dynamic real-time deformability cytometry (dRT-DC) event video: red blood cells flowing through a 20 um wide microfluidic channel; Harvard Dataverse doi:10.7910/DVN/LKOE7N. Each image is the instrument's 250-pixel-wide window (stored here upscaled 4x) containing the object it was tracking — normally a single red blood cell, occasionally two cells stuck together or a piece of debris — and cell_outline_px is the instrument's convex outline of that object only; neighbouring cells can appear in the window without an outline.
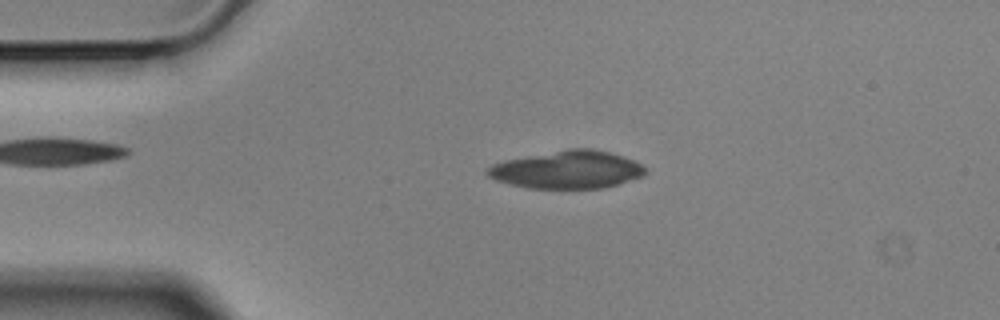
{"species": "Egyptian fruit bat (a non-hibernating species)", "species_latin": "Rousettus aegyptiacus", "temperature_condition": "cold", "stored_images_in_passage": 55, "camera_frame_rate_fps": 3000, "um_per_image_px": 0.085, "animal": {"sex": "male"}, "frame": {"image": 1, "passage_image": 11, "time_ms": 3.333, "image_size_px": [1000, 320], "cell_outline_px": [[648, 172], [644, 176], [604, 188], [528, 188], [496, 180], [488, 176], [484, 172], [492, 164], [504, 160], [568, 148], [592, 148], [624, 156], [636, 160], [648, 168]], "centroid_in_image_um": [48.27, 14.41], "position_along_channel_um": 36.7, "area_um2": 35.03}}